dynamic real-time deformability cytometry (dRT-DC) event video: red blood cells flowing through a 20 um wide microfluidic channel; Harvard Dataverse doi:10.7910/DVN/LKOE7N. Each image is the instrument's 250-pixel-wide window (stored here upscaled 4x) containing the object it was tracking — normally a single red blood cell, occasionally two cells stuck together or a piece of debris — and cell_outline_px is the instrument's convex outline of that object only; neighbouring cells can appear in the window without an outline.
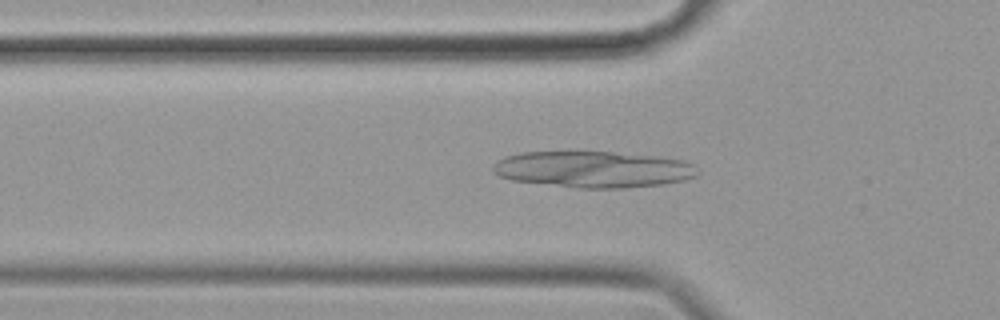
{"species": "common noctule bat (a hibernating species)", "species_latin": "Nyctalus noctula", "temperature_condition": "cold", "stored_images_in_passage": 56, "camera_frame_rate_fps": 3000, "um_per_image_px": 0.085, "animal": {"sex": "female", "body_mass_g": 19.9}, "frame": {"image": 1, "passage_image": 18, "time_ms": 5.667, "image_size_px": [1000, 320], "cell_outline_px": [[700, 172], [696, 176], [684, 180], [664, 184], [620, 188], [580, 188], [512, 180], [500, 176], [492, 172], [492, 164], [496, 160], [504, 156], [520, 152], [612, 152], [652, 156], [684, 160], [692, 164]], "centroid_in_image_um": [50.39, 14.39], "position_along_channel_um": 75.4, "area_um2": 43.35}}
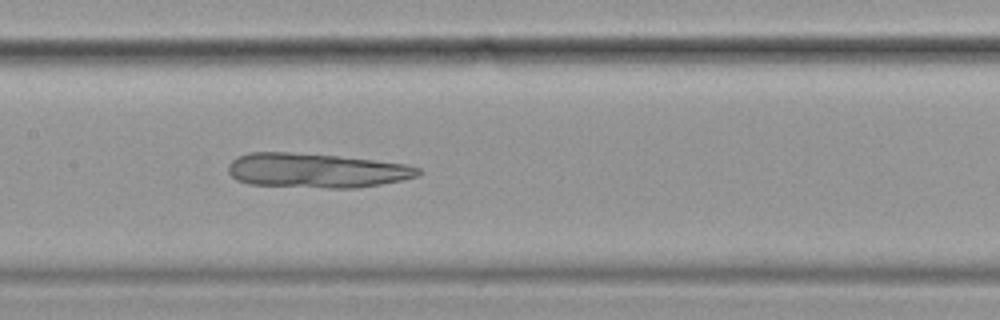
{"frame": {"image": 2, "passage_image": 27, "time_ms": 8.667, "image_size_px": [1000, 320], "cell_outline_px": [[424, 172], [416, 176], [400, 180], [380, 184], [356, 188], [328, 188], [248, 184], [236, 180], [228, 172], [228, 164], [236, 156], [248, 152], [288, 152], [336, 156], [372, 160], [404, 164], [420, 168]], "centroid_in_image_um": [26.83, 14.49], "position_along_channel_um": 180.6, "area_um2": 38.09}}
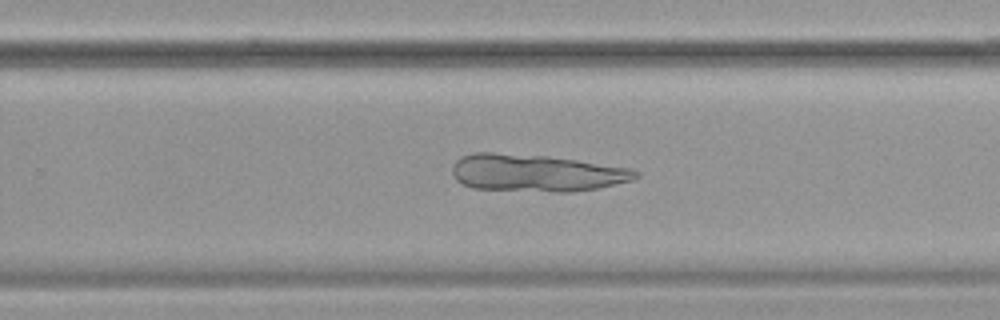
{"frame": {"image": 3, "passage_image": 36, "time_ms": 11.667, "image_size_px": [1000, 320], "cell_outline_px": [[640, 176], [632, 180], [596, 188], [572, 192], [560, 192], [472, 188], [456, 180], [452, 176], [452, 164], [460, 156], [476, 152], [492, 152], [548, 156], [632, 168], [640, 172]], "centroid_in_image_um": [45.55, 14.69], "position_along_channel_um": 284.2, "area_um2": 39.88}}